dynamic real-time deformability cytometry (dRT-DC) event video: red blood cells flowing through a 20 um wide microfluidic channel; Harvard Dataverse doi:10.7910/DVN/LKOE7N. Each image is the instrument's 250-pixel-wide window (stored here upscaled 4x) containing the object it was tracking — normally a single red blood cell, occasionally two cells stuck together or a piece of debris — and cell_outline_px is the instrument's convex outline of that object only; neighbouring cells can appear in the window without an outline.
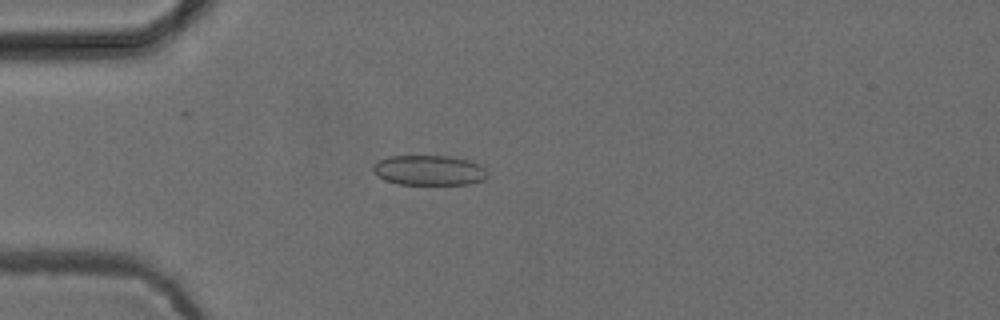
{"species": "common noctule bat (a hibernating species)", "species_latin": "Nyctalus noctula", "temperature_condition": "cold", "stored_images_in_passage": 53, "camera_frame_rate_fps": 3000, "um_per_image_px": 0.085, "animal": {"sex": "female", "body_mass_g": 24.6, "forearm_length_mm": 56.2}, "frame": {"image": 1, "passage_image": 15, "time_ms": 4.667, "image_size_px": [1000, 320], "cell_outline_px": [[488, 176], [484, 180], [468, 184], [396, 184], [384, 180], [376, 176], [372, 172], [372, 164], [388, 156], [448, 156], [468, 160], [480, 164], [488, 172]], "centroid_in_image_um": [36.44, 14.48], "position_along_channel_um": 48.6, "area_um2": 20.29}}
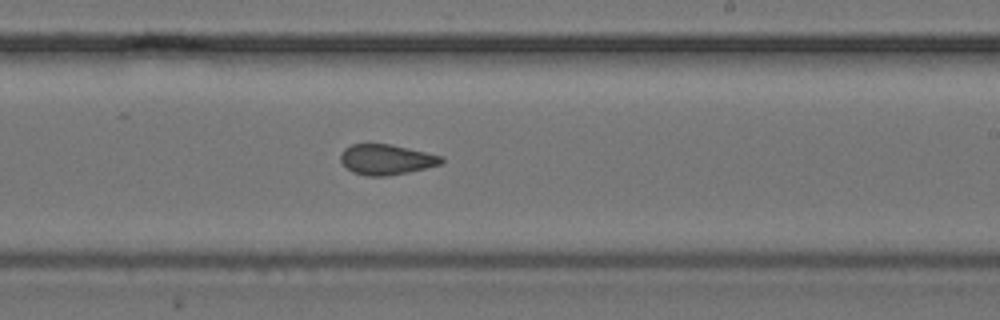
{"frame": {"image": 2, "passage_image": 32, "time_ms": 10.333, "image_size_px": [1000, 320], "cell_outline_px": [[444, 160], [440, 164], [408, 172], [388, 176], [368, 176], [352, 172], [340, 160], [340, 152], [344, 148], [352, 144], [392, 144], [444, 156]], "centroid_in_image_um": [32.83, 13.55], "position_along_channel_um": 256.2, "area_um2": 17.86}}
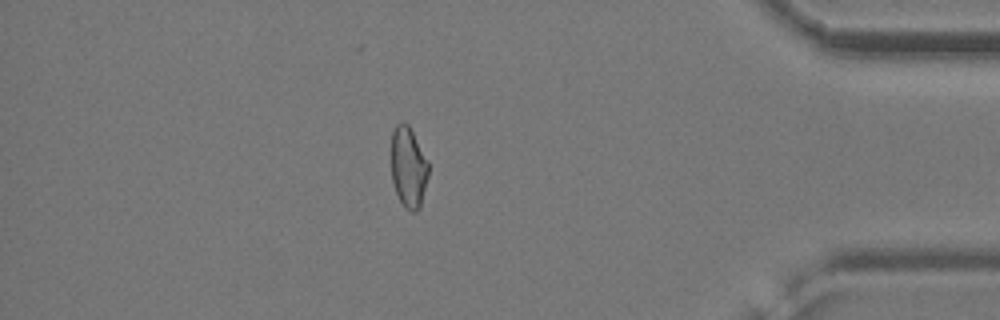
{"frame": {"image": 3, "passage_image": 46, "time_ms": 15.0, "image_size_px": [1000, 320], "cell_outline_px": [[428, 176], [420, 208], [416, 212], [412, 212], [404, 208], [396, 192], [392, 180], [392, 132], [396, 124], [404, 120], [408, 124], [428, 160]], "centroid_in_image_um": [34.72, 14.22], "position_along_channel_um": 400.5, "area_um2": 17.57}, "authors_computed_cell_mechanics": {"area_um2": 18.9006, "velocity_mm_per_s": 3.9215, "shape_relaxation_time_tau1_ms": null, "shape_relaxation_time_tau2_ms": 1.9464, "deformation_change_tau1": null, "deformation_change_tau2": 0.0602}}